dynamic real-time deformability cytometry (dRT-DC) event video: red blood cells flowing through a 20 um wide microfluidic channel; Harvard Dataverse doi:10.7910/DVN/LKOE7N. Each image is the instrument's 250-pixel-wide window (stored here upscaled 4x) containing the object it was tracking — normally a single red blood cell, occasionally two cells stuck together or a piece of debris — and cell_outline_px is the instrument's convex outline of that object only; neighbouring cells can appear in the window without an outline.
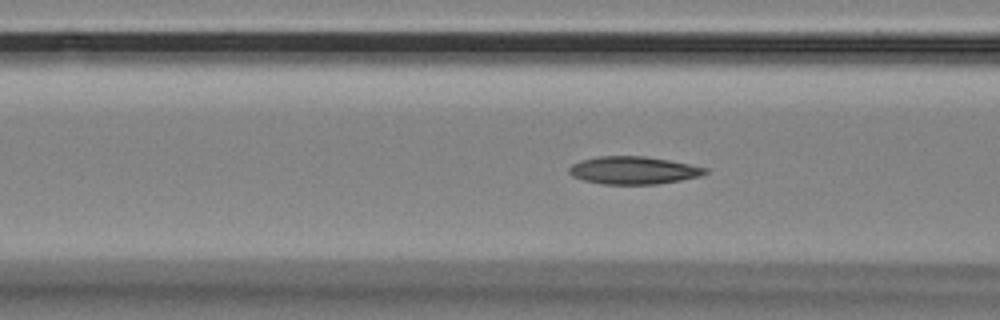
{"species": "Egyptian fruit bat (a non-hibernating species)", "species_latin": "Rousettus aegyptiacus", "temperature_condition": "room temperature", "stored_images_in_passage": 40, "camera_frame_rate_fps": 3000, "um_per_image_px": 0.085, "animal": {"sex": "female"}, "frame": {"image": 1, "passage_image": 4, "time_ms": 1.0, "image_size_px": [1000, 320], "cell_outline_px": [[708, 172], [700, 176], [680, 180], [656, 184], [604, 184], [584, 180], [572, 176], [568, 172], [568, 168], [572, 164], [580, 160], [600, 156], [644, 156], [668, 160], [708, 168]], "centroid_in_image_um": [53.82, 14.47], "position_along_channel_um": 112.8, "area_um2": 21.85}}
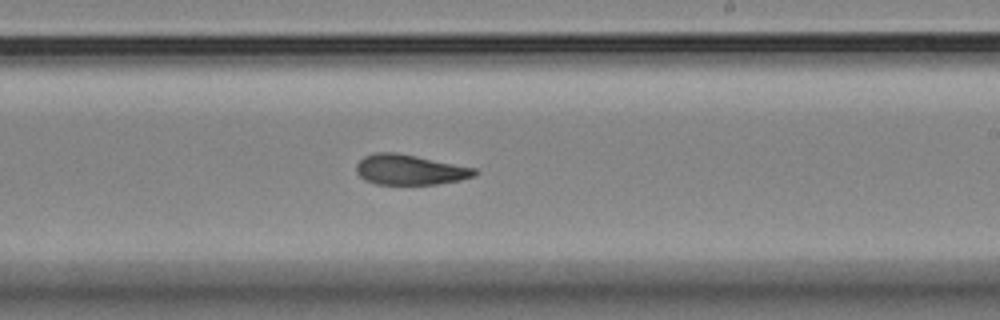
{"frame": {"image": 2, "passage_image": 16, "time_ms": 5.0, "image_size_px": [1000, 320], "cell_outline_px": [[480, 172], [476, 176], [460, 180], [436, 184], [376, 184], [364, 180], [356, 172], [356, 164], [364, 156], [376, 152], [396, 152], [476, 168]], "centroid_in_image_um": [34.84, 14.43], "position_along_channel_um": 254.2, "area_um2": 20.92}}
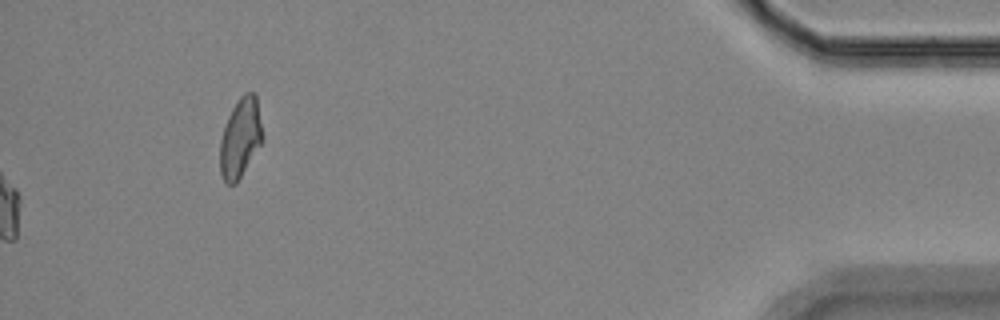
{"frame": {"image": 3, "passage_image": 40, "time_ms": 13.0, "image_size_px": [1000, 320], "cell_outline_px": [[264, 140], [236, 184], [228, 184], [224, 180], [220, 172], [220, 140], [228, 116], [232, 108], [240, 96], [244, 92], [256, 92], [264, 136]], "centroid_in_image_um": [20.46, 11.69], "position_along_channel_um": 414.7, "area_um2": 19.94}}